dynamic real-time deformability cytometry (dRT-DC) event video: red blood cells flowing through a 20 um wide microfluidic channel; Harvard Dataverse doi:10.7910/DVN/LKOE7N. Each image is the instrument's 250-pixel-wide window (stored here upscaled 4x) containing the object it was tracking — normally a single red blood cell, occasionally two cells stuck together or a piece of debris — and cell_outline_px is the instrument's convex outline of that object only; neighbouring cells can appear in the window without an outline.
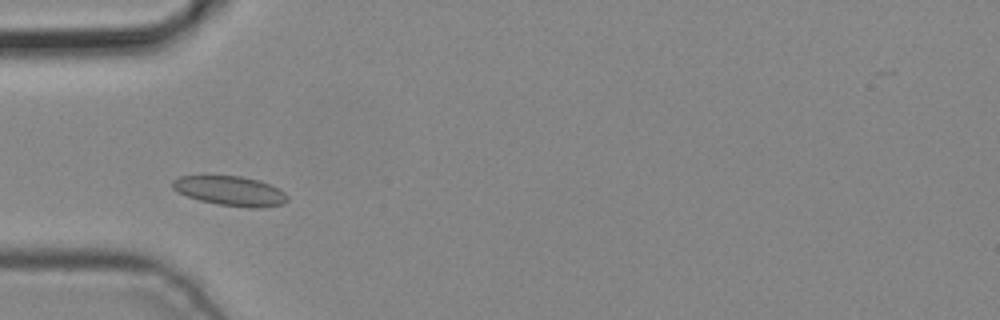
{"species": "common noctule bat (a hibernating species)", "species_latin": "Nyctalus noctula", "temperature_condition": "cold", "stored_images_in_passage": 2, "camera_frame_rate_fps": 3000, "um_per_image_px": 0.085, "animal": {"sex": "male", "body_mass_g": 19.2, "forearm_length_mm": 51.8}, "frame": {"image": 1, "passage_image": 2, "time_ms": 0.333, "image_size_px": [1000, 320], "cell_outline_px": [[288, 200], [280, 204], [264, 208], [252, 208], [220, 204], [200, 200], [176, 192], [172, 188], [172, 180], [180, 176], [240, 176], [260, 180], [284, 192], [288, 196]], "centroid_in_image_um": [19.56, 16.22], "position_along_channel_um": 65.4, "area_um2": 19.65}}